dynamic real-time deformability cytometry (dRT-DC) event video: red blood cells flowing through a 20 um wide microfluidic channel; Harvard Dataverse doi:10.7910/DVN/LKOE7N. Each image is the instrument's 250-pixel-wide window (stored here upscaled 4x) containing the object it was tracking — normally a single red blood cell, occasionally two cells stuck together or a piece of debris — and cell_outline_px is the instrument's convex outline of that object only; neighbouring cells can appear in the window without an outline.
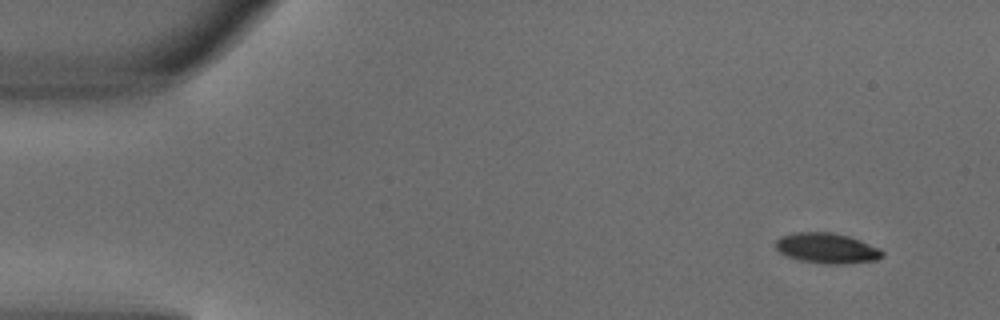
{"species": "common noctule bat (a hibernating species)", "species_latin": "Nyctalus noctula", "temperature_condition": "warm", "stored_images_in_passage": 6, "camera_frame_rate_fps": 3000, "um_per_image_px": 0.085, "animal": {"sex": "male", "body_mass_g": 18.8}, "frame": {"image": 1, "passage_image": 1, "time_ms": 0.0, "image_size_px": [1000, 320], "cell_outline_px": [[884, 256], [876, 260], [844, 264], [824, 264], [800, 260], [788, 256], [780, 252], [776, 248], [776, 240], [780, 236], [792, 232], [832, 232], [848, 236], [860, 240], [880, 248], [884, 252]], "centroid_in_image_um": [70.3, 21.09], "position_along_channel_um": 14.7, "area_um2": 18.96}}
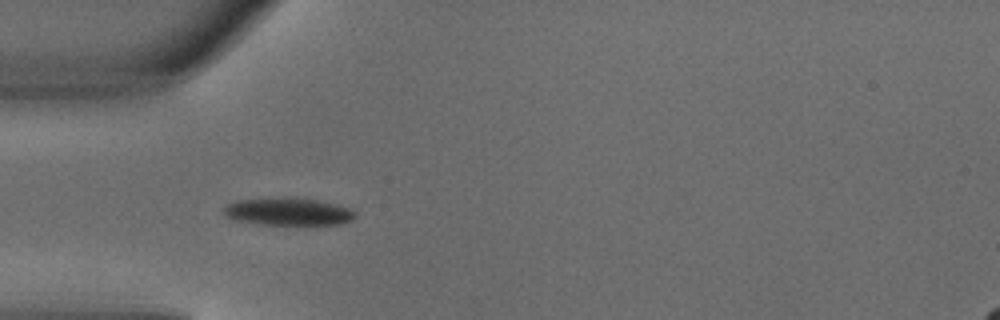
{"frame": {"image": 2, "passage_image": 4, "time_ms": 1.0, "image_size_px": [1000, 320], "cell_outline_px": [[356, 216], [352, 220], [340, 224], [256, 224], [236, 220], [228, 216], [224, 212], [224, 208], [228, 204], [236, 200], [284, 196], [292, 196], [316, 200], [348, 208], [356, 212]], "centroid_in_image_um": [24.48, 17.97], "position_along_channel_um": 60.5, "area_um2": 21.1}}
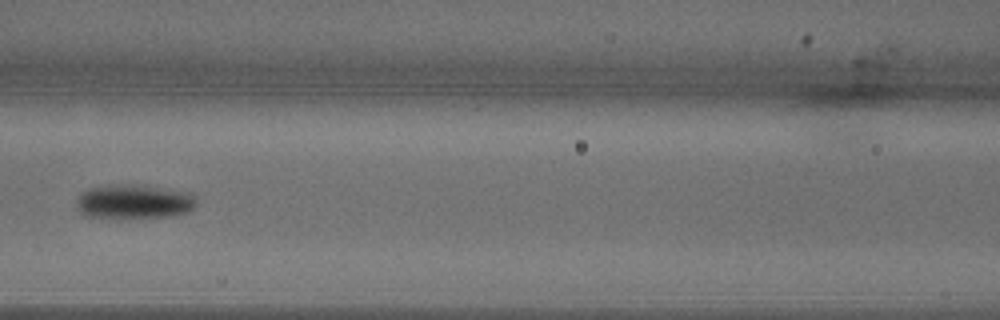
{"frame": {"image": 3, "passage_image": 6, "time_ms": 1.667, "image_size_px": [1000, 320], "cell_outline_px": [[196, 204], [188, 212], [172, 216], [140, 220], [88, 216], [80, 212], [76, 208], [76, 200], [88, 188], [108, 184], [132, 184], [192, 192], [196, 196]], "centroid_in_image_um": [11.41, 17.16], "position_along_channel_um": 155.2, "area_um2": 24.8}}